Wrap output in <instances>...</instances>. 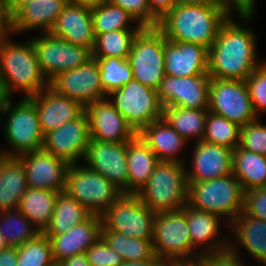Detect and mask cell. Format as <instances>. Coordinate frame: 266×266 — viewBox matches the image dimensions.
<instances>
[{"label":"cell","mask_w":266,"mask_h":266,"mask_svg":"<svg viewBox=\"0 0 266 266\" xmlns=\"http://www.w3.org/2000/svg\"><path fill=\"white\" fill-rule=\"evenodd\" d=\"M49 87L56 93L75 100L83 108L107 97L99 76L97 60L93 57L84 65L56 75L49 81Z\"/></svg>","instance_id":"cell-14"},{"label":"cell","mask_w":266,"mask_h":266,"mask_svg":"<svg viewBox=\"0 0 266 266\" xmlns=\"http://www.w3.org/2000/svg\"><path fill=\"white\" fill-rule=\"evenodd\" d=\"M155 266H171V261H159Z\"/></svg>","instance_id":"cell-60"},{"label":"cell","mask_w":266,"mask_h":266,"mask_svg":"<svg viewBox=\"0 0 266 266\" xmlns=\"http://www.w3.org/2000/svg\"><path fill=\"white\" fill-rule=\"evenodd\" d=\"M64 191L97 215H102L123 194L104 176L78 163L70 164Z\"/></svg>","instance_id":"cell-7"},{"label":"cell","mask_w":266,"mask_h":266,"mask_svg":"<svg viewBox=\"0 0 266 266\" xmlns=\"http://www.w3.org/2000/svg\"><path fill=\"white\" fill-rule=\"evenodd\" d=\"M28 98L35 104L44 136L77 118L85 110L75 100L56 93L49 86Z\"/></svg>","instance_id":"cell-23"},{"label":"cell","mask_w":266,"mask_h":266,"mask_svg":"<svg viewBox=\"0 0 266 266\" xmlns=\"http://www.w3.org/2000/svg\"><path fill=\"white\" fill-rule=\"evenodd\" d=\"M28 188L22 161L0 154V211L18 208Z\"/></svg>","instance_id":"cell-29"},{"label":"cell","mask_w":266,"mask_h":266,"mask_svg":"<svg viewBox=\"0 0 266 266\" xmlns=\"http://www.w3.org/2000/svg\"><path fill=\"white\" fill-rule=\"evenodd\" d=\"M236 236L229 243H239L257 263L266 266V221L249 217L243 212L228 225Z\"/></svg>","instance_id":"cell-28"},{"label":"cell","mask_w":266,"mask_h":266,"mask_svg":"<svg viewBox=\"0 0 266 266\" xmlns=\"http://www.w3.org/2000/svg\"><path fill=\"white\" fill-rule=\"evenodd\" d=\"M95 59L99 66V76L106 95L134 79L128 59L115 57Z\"/></svg>","instance_id":"cell-39"},{"label":"cell","mask_w":266,"mask_h":266,"mask_svg":"<svg viewBox=\"0 0 266 266\" xmlns=\"http://www.w3.org/2000/svg\"><path fill=\"white\" fill-rule=\"evenodd\" d=\"M10 36V33L0 36V70L12 95L13 90H19L22 97H30L47 88L49 81L42 72L32 40L18 44Z\"/></svg>","instance_id":"cell-3"},{"label":"cell","mask_w":266,"mask_h":266,"mask_svg":"<svg viewBox=\"0 0 266 266\" xmlns=\"http://www.w3.org/2000/svg\"><path fill=\"white\" fill-rule=\"evenodd\" d=\"M159 259H146L140 261H126L121 266H155Z\"/></svg>","instance_id":"cell-56"},{"label":"cell","mask_w":266,"mask_h":266,"mask_svg":"<svg viewBox=\"0 0 266 266\" xmlns=\"http://www.w3.org/2000/svg\"><path fill=\"white\" fill-rule=\"evenodd\" d=\"M165 75H208V49L202 45L167 40L164 35Z\"/></svg>","instance_id":"cell-21"},{"label":"cell","mask_w":266,"mask_h":266,"mask_svg":"<svg viewBox=\"0 0 266 266\" xmlns=\"http://www.w3.org/2000/svg\"><path fill=\"white\" fill-rule=\"evenodd\" d=\"M176 5L179 4H198V5H209V6H216L219 8H224L221 5L220 0H174Z\"/></svg>","instance_id":"cell-55"},{"label":"cell","mask_w":266,"mask_h":266,"mask_svg":"<svg viewBox=\"0 0 266 266\" xmlns=\"http://www.w3.org/2000/svg\"><path fill=\"white\" fill-rule=\"evenodd\" d=\"M101 237L124 262L158 259L153 251L152 240L128 237L110 230H101Z\"/></svg>","instance_id":"cell-37"},{"label":"cell","mask_w":266,"mask_h":266,"mask_svg":"<svg viewBox=\"0 0 266 266\" xmlns=\"http://www.w3.org/2000/svg\"><path fill=\"white\" fill-rule=\"evenodd\" d=\"M101 229V215L92 214L87 220L63 234L45 235L51 242L55 263L85 253L101 237Z\"/></svg>","instance_id":"cell-25"},{"label":"cell","mask_w":266,"mask_h":266,"mask_svg":"<svg viewBox=\"0 0 266 266\" xmlns=\"http://www.w3.org/2000/svg\"><path fill=\"white\" fill-rule=\"evenodd\" d=\"M5 248H7V245H6V243H5L4 239H3V236H2L1 233H0V252H1L3 249H5Z\"/></svg>","instance_id":"cell-59"},{"label":"cell","mask_w":266,"mask_h":266,"mask_svg":"<svg viewBox=\"0 0 266 266\" xmlns=\"http://www.w3.org/2000/svg\"><path fill=\"white\" fill-rule=\"evenodd\" d=\"M85 165L128 193L127 142L111 143L90 138Z\"/></svg>","instance_id":"cell-17"},{"label":"cell","mask_w":266,"mask_h":266,"mask_svg":"<svg viewBox=\"0 0 266 266\" xmlns=\"http://www.w3.org/2000/svg\"><path fill=\"white\" fill-rule=\"evenodd\" d=\"M24 166L29 188L63 192L70 164L44 149L28 152L18 157Z\"/></svg>","instance_id":"cell-18"},{"label":"cell","mask_w":266,"mask_h":266,"mask_svg":"<svg viewBox=\"0 0 266 266\" xmlns=\"http://www.w3.org/2000/svg\"><path fill=\"white\" fill-rule=\"evenodd\" d=\"M92 215L76 199L65 191L58 194L51 220L44 235H60L69 231L75 225L81 224Z\"/></svg>","instance_id":"cell-33"},{"label":"cell","mask_w":266,"mask_h":266,"mask_svg":"<svg viewBox=\"0 0 266 266\" xmlns=\"http://www.w3.org/2000/svg\"><path fill=\"white\" fill-rule=\"evenodd\" d=\"M108 0H67L68 3L87 6L89 8L96 7Z\"/></svg>","instance_id":"cell-57"},{"label":"cell","mask_w":266,"mask_h":266,"mask_svg":"<svg viewBox=\"0 0 266 266\" xmlns=\"http://www.w3.org/2000/svg\"><path fill=\"white\" fill-rule=\"evenodd\" d=\"M10 33V18L4 10V2L0 0V36Z\"/></svg>","instance_id":"cell-54"},{"label":"cell","mask_w":266,"mask_h":266,"mask_svg":"<svg viewBox=\"0 0 266 266\" xmlns=\"http://www.w3.org/2000/svg\"><path fill=\"white\" fill-rule=\"evenodd\" d=\"M159 162L155 153L138 135L127 142L128 193H138Z\"/></svg>","instance_id":"cell-30"},{"label":"cell","mask_w":266,"mask_h":266,"mask_svg":"<svg viewBox=\"0 0 266 266\" xmlns=\"http://www.w3.org/2000/svg\"><path fill=\"white\" fill-rule=\"evenodd\" d=\"M141 29H122L103 34H95L92 57L128 59L134 38Z\"/></svg>","instance_id":"cell-36"},{"label":"cell","mask_w":266,"mask_h":266,"mask_svg":"<svg viewBox=\"0 0 266 266\" xmlns=\"http://www.w3.org/2000/svg\"><path fill=\"white\" fill-rule=\"evenodd\" d=\"M50 33L93 51L95 34L91 8L67 2Z\"/></svg>","instance_id":"cell-24"},{"label":"cell","mask_w":266,"mask_h":266,"mask_svg":"<svg viewBox=\"0 0 266 266\" xmlns=\"http://www.w3.org/2000/svg\"><path fill=\"white\" fill-rule=\"evenodd\" d=\"M208 111L225 117L239 127L258 118L245 80L210 78Z\"/></svg>","instance_id":"cell-12"},{"label":"cell","mask_w":266,"mask_h":266,"mask_svg":"<svg viewBox=\"0 0 266 266\" xmlns=\"http://www.w3.org/2000/svg\"><path fill=\"white\" fill-rule=\"evenodd\" d=\"M192 168L186 170L187 182H201L232 174L233 150L203 140L194 142Z\"/></svg>","instance_id":"cell-20"},{"label":"cell","mask_w":266,"mask_h":266,"mask_svg":"<svg viewBox=\"0 0 266 266\" xmlns=\"http://www.w3.org/2000/svg\"><path fill=\"white\" fill-rule=\"evenodd\" d=\"M151 14L160 21L176 5L174 0H147Z\"/></svg>","instance_id":"cell-49"},{"label":"cell","mask_w":266,"mask_h":266,"mask_svg":"<svg viewBox=\"0 0 266 266\" xmlns=\"http://www.w3.org/2000/svg\"><path fill=\"white\" fill-rule=\"evenodd\" d=\"M152 246L160 261L192 260L186 205L180 210L156 213Z\"/></svg>","instance_id":"cell-10"},{"label":"cell","mask_w":266,"mask_h":266,"mask_svg":"<svg viewBox=\"0 0 266 266\" xmlns=\"http://www.w3.org/2000/svg\"><path fill=\"white\" fill-rule=\"evenodd\" d=\"M186 164L160 161L147 183L136 193L154 213L182 209L187 204Z\"/></svg>","instance_id":"cell-4"},{"label":"cell","mask_w":266,"mask_h":266,"mask_svg":"<svg viewBox=\"0 0 266 266\" xmlns=\"http://www.w3.org/2000/svg\"><path fill=\"white\" fill-rule=\"evenodd\" d=\"M17 254V266H51L55 263L51 242L43 233L17 247Z\"/></svg>","instance_id":"cell-41"},{"label":"cell","mask_w":266,"mask_h":266,"mask_svg":"<svg viewBox=\"0 0 266 266\" xmlns=\"http://www.w3.org/2000/svg\"><path fill=\"white\" fill-rule=\"evenodd\" d=\"M89 141V119L84 110L77 118L48 132L44 136L43 149L69 164H77L79 160L84 161Z\"/></svg>","instance_id":"cell-15"},{"label":"cell","mask_w":266,"mask_h":266,"mask_svg":"<svg viewBox=\"0 0 266 266\" xmlns=\"http://www.w3.org/2000/svg\"><path fill=\"white\" fill-rule=\"evenodd\" d=\"M243 213L266 221V186L244 192Z\"/></svg>","instance_id":"cell-47"},{"label":"cell","mask_w":266,"mask_h":266,"mask_svg":"<svg viewBox=\"0 0 266 266\" xmlns=\"http://www.w3.org/2000/svg\"><path fill=\"white\" fill-rule=\"evenodd\" d=\"M240 127L208 111L203 141L234 150L239 146Z\"/></svg>","instance_id":"cell-40"},{"label":"cell","mask_w":266,"mask_h":266,"mask_svg":"<svg viewBox=\"0 0 266 266\" xmlns=\"http://www.w3.org/2000/svg\"><path fill=\"white\" fill-rule=\"evenodd\" d=\"M12 101L0 112V120L4 114L5 116L7 114L4 122V137L10 145V150L0 149V154L19 157L28 152L43 149L44 134L40 128L35 104L28 97H21L17 104Z\"/></svg>","instance_id":"cell-6"},{"label":"cell","mask_w":266,"mask_h":266,"mask_svg":"<svg viewBox=\"0 0 266 266\" xmlns=\"http://www.w3.org/2000/svg\"><path fill=\"white\" fill-rule=\"evenodd\" d=\"M207 115L208 109L163 107V118L187 142H199L203 139Z\"/></svg>","instance_id":"cell-34"},{"label":"cell","mask_w":266,"mask_h":266,"mask_svg":"<svg viewBox=\"0 0 266 266\" xmlns=\"http://www.w3.org/2000/svg\"><path fill=\"white\" fill-rule=\"evenodd\" d=\"M94 34H103L122 29L143 28L136 20L121 7L109 0L91 8ZM131 23H135L133 27Z\"/></svg>","instance_id":"cell-38"},{"label":"cell","mask_w":266,"mask_h":266,"mask_svg":"<svg viewBox=\"0 0 266 266\" xmlns=\"http://www.w3.org/2000/svg\"><path fill=\"white\" fill-rule=\"evenodd\" d=\"M85 111L89 119L91 139L123 143L131 141L137 135L108 97L92 102Z\"/></svg>","instance_id":"cell-19"},{"label":"cell","mask_w":266,"mask_h":266,"mask_svg":"<svg viewBox=\"0 0 266 266\" xmlns=\"http://www.w3.org/2000/svg\"><path fill=\"white\" fill-rule=\"evenodd\" d=\"M259 118L240 127L239 147L266 156V125Z\"/></svg>","instance_id":"cell-42"},{"label":"cell","mask_w":266,"mask_h":266,"mask_svg":"<svg viewBox=\"0 0 266 266\" xmlns=\"http://www.w3.org/2000/svg\"><path fill=\"white\" fill-rule=\"evenodd\" d=\"M230 13L225 8L198 4L175 5L159 21L167 40L199 44L209 49Z\"/></svg>","instance_id":"cell-2"},{"label":"cell","mask_w":266,"mask_h":266,"mask_svg":"<svg viewBox=\"0 0 266 266\" xmlns=\"http://www.w3.org/2000/svg\"><path fill=\"white\" fill-rule=\"evenodd\" d=\"M237 243H228V248L218 252L201 254L197 260L201 266H245Z\"/></svg>","instance_id":"cell-45"},{"label":"cell","mask_w":266,"mask_h":266,"mask_svg":"<svg viewBox=\"0 0 266 266\" xmlns=\"http://www.w3.org/2000/svg\"><path fill=\"white\" fill-rule=\"evenodd\" d=\"M186 219L192 241V260L197 259L201 254L228 248L229 238L218 237L221 230L220 223L226 222L219 215L196 210L186 204ZM196 248H198L197 252Z\"/></svg>","instance_id":"cell-22"},{"label":"cell","mask_w":266,"mask_h":266,"mask_svg":"<svg viewBox=\"0 0 266 266\" xmlns=\"http://www.w3.org/2000/svg\"><path fill=\"white\" fill-rule=\"evenodd\" d=\"M171 266H201L200 262L195 260L171 261Z\"/></svg>","instance_id":"cell-58"},{"label":"cell","mask_w":266,"mask_h":266,"mask_svg":"<svg viewBox=\"0 0 266 266\" xmlns=\"http://www.w3.org/2000/svg\"><path fill=\"white\" fill-rule=\"evenodd\" d=\"M45 77L50 81L61 72L84 65L92 58L89 48L78 46L50 32L30 38Z\"/></svg>","instance_id":"cell-13"},{"label":"cell","mask_w":266,"mask_h":266,"mask_svg":"<svg viewBox=\"0 0 266 266\" xmlns=\"http://www.w3.org/2000/svg\"><path fill=\"white\" fill-rule=\"evenodd\" d=\"M12 94L9 92L4 76L0 70V112L12 99Z\"/></svg>","instance_id":"cell-53"},{"label":"cell","mask_w":266,"mask_h":266,"mask_svg":"<svg viewBox=\"0 0 266 266\" xmlns=\"http://www.w3.org/2000/svg\"><path fill=\"white\" fill-rule=\"evenodd\" d=\"M232 174L239 180L244 192L266 186V156L236 147L233 150Z\"/></svg>","instance_id":"cell-31"},{"label":"cell","mask_w":266,"mask_h":266,"mask_svg":"<svg viewBox=\"0 0 266 266\" xmlns=\"http://www.w3.org/2000/svg\"><path fill=\"white\" fill-rule=\"evenodd\" d=\"M51 266H59V264L58 263H54L53 265H51Z\"/></svg>","instance_id":"cell-61"},{"label":"cell","mask_w":266,"mask_h":266,"mask_svg":"<svg viewBox=\"0 0 266 266\" xmlns=\"http://www.w3.org/2000/svg\"><path fill=\"white\" fill-rule=\"evenodd\" d=\"M128 61L134 80L157 90L165 76L163 32L143 27L134 38Z\"/></svg>","instance_id":"cell-9"},{"label":"cell","mask_w":266,"mask_h":266,"mask_svg":"<svg viewBox=\"0 0 266 266\" xmlns=\"http://www.w3.org/2000/svg\"><path fill=\"white\" fill-rule=\"evenodd\" d=\"M128 12L142 27H158L159 21L151 14L147 0H109Z\"/></svg>","instance_id":"cell-46"},{"label":"cell","mask_w":266,"mask_h":266,"mask_svg":"<svg viewBox=\"0 0 266 266\" xmlns=\"http://www.w3.org/2000/svg\"><path fill=\"white\" fill-rule=\"evenodd\" d=\"M156 213L150 210L137 194L123 193L102 215V229L128 237L153 239Z\"/></svg>","instance_id":"cell-11"},{"label":"cell","mask_w":266,"mask_h":266,"mask_svg":"<svg viewBox=\"0 0 266 266\" xmlns=\"http://www.w3.org/2000/svg\"><path fill=\"white\" fill-rule=\"evenodd\" d=\"M256 0H220L221 5L230 13L233 9L238 14H254Z\"/></svg>","instance_id":"cell-48"},{"label":"cell","mask_w":266,"mask_h":266,"mask_svg":"<svg viewBox=\"0 0 266 266\" xmlns=\"http://www.w3.org/2000/svg\"><path fill=\"white\" fill-rule=\"evenodd\" d=\"M107 97L136 134L146 125L163 117V105L157 90L134 79Z\"/></svg>","instance_id":"cell-8"},{"label":"cell","mask_w":266,"mask_h":266,"mask_svg":"<svg viewBox=\"0 0 266 266\" xmlns=\"http://www.w3.org/2000/svg\"><path fill=\"white\" fill-rule=\"evenodd\" d=\"M232 15L222 23L208 49L210 78L245 80L262 63L257 58L256 33L247 26L254 14H239L243 24L232 19Z\"/></svg>","instance_id":"cell-1"},{"label":"cell","mask_w":266,"mask_h":266,"mask_svg":"<svg viewBox=\"0 0 266 266\" xmlns=\"http://www.w3.org/2000/svg\"><path fill=\"white\" fill-rule=\"evenodd\" d=\"M58 194L57 191L28 188L17 209L42 233L50 223Z\"/></svg>","instance_id":"cell-32"},{"label":"cell","mask_w":266,"mask_h":266,"mask_svg":"<svg viewBox=\"0 0 266 266\" xmlns=\"http://www.w3.org/2000/svg\"><path fill=\"white\" fill-rule=\"evenodd\" d=\"M137 135L155 153L159 161L185 164V158L180 157L179 153L187 141L163 117L146 125Z\"/></svg>","instance_id":"cell-27"},{"label":"cell","mask_w":266,"mask_h":266,"mask_svg":"<svg viewBox=\"0 0 266 266\" xmlns=\"http://www.w3.org/2000/svg\"><path fill=\"white\" fill-rule=\"evenodd\" d=\"M66 3L67 0H34L23 5L10 18V34L33 29L50 32Z\"/></svg>","instance_id":"cell-26"},{"label":"cell","mask_w":266,"mask_h":266,"mask_svg":"<svg viewBox=\"0 0 266 266\" xmlns=\"http://www.w3.org/2000/svg\"><path fill=\"white\" fill-rule=\"evenodd\" d=\"M18 254L16 247H7L0 252V266H17Z\"/></svg>","instance_id":"cell-50"},{"label":"cell","mask_w":266,"mask_h":266,"mask_svg":"<svg viewBox=\"0 0 266 266\" xmlns=\"http://www.w3.org/2000/svg\"><path fill=\"white\" fill-rule=\"evenodd\" d=\"M34 0H3L4 10L11 18L23 5L33 2Z\"/></svg>","instance_id":"cell-52"},{"label":"cell","mask_w":266,"mask_h":266,"mask_svg":"<svg viewBox=\"0 0 266 266\" xmlns=\"http://www.w3.org/2000/svg\"><path fill=\"white\" fill-rule=\"evenodd\" d=\"M245 82L249 90L254 112L259 117L262 111H266V61H263L245 79Z\"/></svg>","instance_id":"cell-43"},{"label":"cell","mask_w":266,"mask_h":266,"mask_svg":"<svg viewBox=\"0 0 266 266\" xmlns=\"http://www.w3.org/2000/svg\"><path fill=\"white\" fill-rule=\"evenodd\" d=\"M187 183V205L193 209L219 215L227 226L243 212L244 191L233 174Z\"/></svg>","instance_id":"cell-5"},{"label":"cell","mask_w":266,"mask_h":266,"mask_svg":"<svg viewBox=\"0 0 266 266\" xmlns=\"http://www.w3.org/2000/svg\"><path fill=\"white\" fill-rule=\"evenodd\" d=\"M59 266H91L85 253L76 254L58 262Z\"/></svg>","instance_id":"cell-51"},{"label":"cell","mask_w":266,"mask_h":266,"mask_svg":"<svg viewBox=\"0 0 266 266\" xmlns=\"http://www.w3.org/2000/svg\"><path fill=\"white\" fill-rule=\"evenodd\" d=\"M0 233L7 247L17 248L41 232L16 208L0 211Z\"/></svg>","instance_id":"cell-35"},{"label":"cell","mask_w":266,"mask_h":266,"mask_svg":"<svg viewBox=\"0 0 266 266\" xmlns=\"http://www.w3.org/2000/svg\"><path fill=\"white\" fill-rule=\"evenodd\" d=\"M209 75L173 77L165 75L157 94L163 107L209 109Z\"/></svg>","instance_id":"cell-16"},{"label":"cell","mask_w":266,"mask_h":266,"mask_svg":"<svg viewBox=\"0 0 266 266\" xmlns=\"http://www.w3.org/2000/svg\"><path fill=\"white\" fill-rule=\"evenodd\" d=\"M91 266H121L124 263L122 257L111 249L100 237L85 252Z\"/></svg>","instance_id":"cell-44"}]
</instances>
